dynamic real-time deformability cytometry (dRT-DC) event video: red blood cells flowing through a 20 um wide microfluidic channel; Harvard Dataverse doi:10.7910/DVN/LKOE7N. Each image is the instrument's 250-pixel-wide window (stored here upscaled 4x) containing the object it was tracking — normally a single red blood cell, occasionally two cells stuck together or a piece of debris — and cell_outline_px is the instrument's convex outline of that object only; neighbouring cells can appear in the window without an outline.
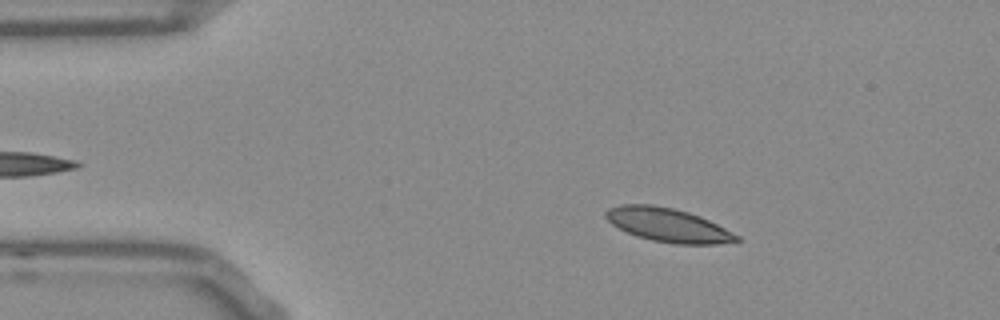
{"species": "Egyptian fruit bat (a non-hibernating species)", "species_latin": "Rousettus aegyptiacus", "temperature_condition": "room temperature", "stored_images_in_passage": 45, "camera_frame_rate_fps": 3000, "um_per_image_px": 0.085, "frame": {"image": 1, "passage_image": 8, "time_ms": 2.333, "image_size_px": [1000, 320], "cell_outline_px": [[740, 240], [716, 244], [676, 244], [652, 240], [636, 236], [612, 224], [604, 216], [604, 212], [608, 208], [620, 204], [652, 204], [672, 208], [688, 212], [700, 216], [740, 236]], "centroid_in_image_um": [56.74, 19.11], "position_along_channel_um": 28.3, "area_um2": 25.55}}
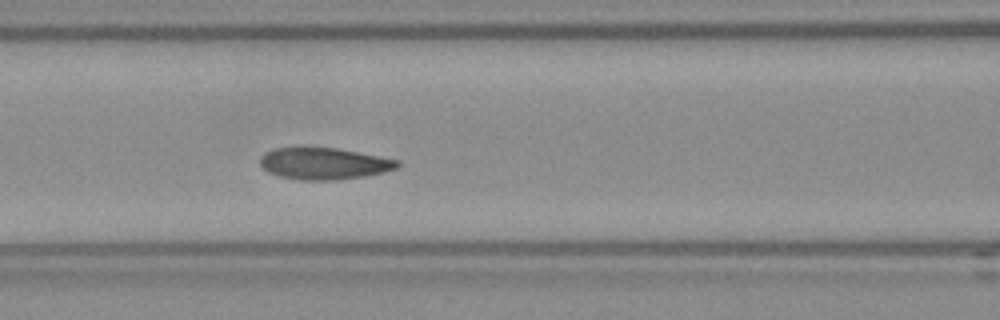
{"frame": {"image": 2, "passage_image": 21, "time_ms": 6.667, "image_size_px": [1000, 320], "cell_outline_px": [[400, 164], [396, 168], [384, 172], [364, 176], [332, 180], [300, 180], [280, 176], [268, 172], [260, 164], [260, 156], [264, 152], [276, 148], [336, 148], [400, 160]], "centroid_in_image_um": [27.53, 13.9], "position_along_channel_um": 139.1, "area_um2": 25.14}}
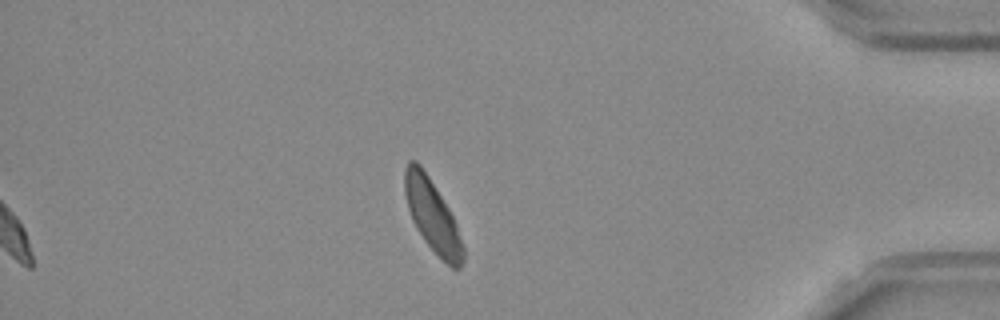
{"frame": {"image": 3, "passage_image": 45, "time_ms": 14.667, "image_size_px": [1000, 320], "cell_outline_px": [[464, 260], [460, 268], [452, 268], [424, 240], [416, 228], [412, 220], [408, 208], [404, 192], [404, 168], [408, 160], [416, 160], [420, 164], [428, 176], [448, 208], [456, 224], [464, 248]], "centroid_in_image_um": [36.73, 18.3], "position_along_channel_um": 398.5, "area_um2": 24.1}, "authors_computed_cell_mechanics": {"area_um2": 25.2586, "velocity_mm_per_s": 3.7562, "shape_relaxation_time_tau1_ms": 5.2574, "shape_relaxation_time_tau2_ms": 1.9655, "deformation_change_tau1": 0.16, "deformation_change_tau2": 0.0585}}